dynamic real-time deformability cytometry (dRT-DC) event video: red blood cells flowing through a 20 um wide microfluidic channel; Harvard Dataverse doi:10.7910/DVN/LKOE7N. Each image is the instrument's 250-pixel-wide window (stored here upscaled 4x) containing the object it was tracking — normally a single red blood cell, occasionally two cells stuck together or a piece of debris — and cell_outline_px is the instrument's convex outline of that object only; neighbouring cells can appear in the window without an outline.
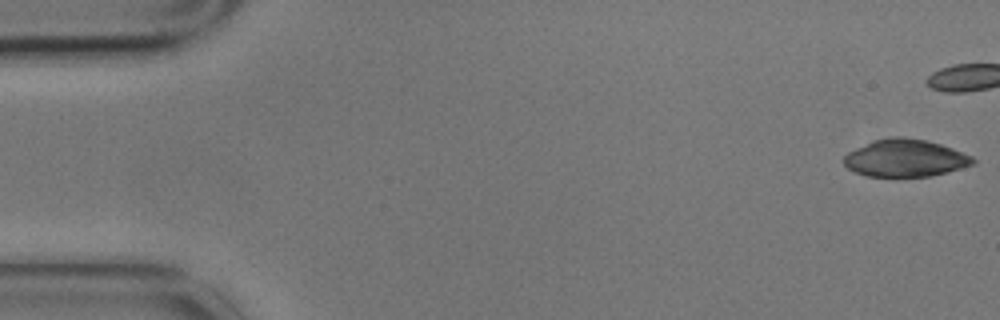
{"species": "common noctule bat (a hibernating species)", "species_latin": "Nyctalus noctula", "temperature_condition": "cold", "stored_images_in_passage": 6, "camera_frame_rate_fps": 3000, "um_per_image_px": 0.085, "animal": {"sex": "male", "body_mass_g": 17.9}, "frame": {"image": 1, "passage_image": 1, "time_ms": 0.0, "image_size_px": [1000, 320], "cell_outline_px": [[976, 164], [948, 172], [932, 176], [868, 176], [856, 172], [848, 168], [844, 164], [844, 156], [848, 152], [872, 140], [892, 136], [900, 136], [928, 140], [952, 148], [972, 156], [976, 160]], "centroid_in_image_um": [76.97, 13.43], "position_along_channel_um": 8.0, "area_um2": 28.21}}
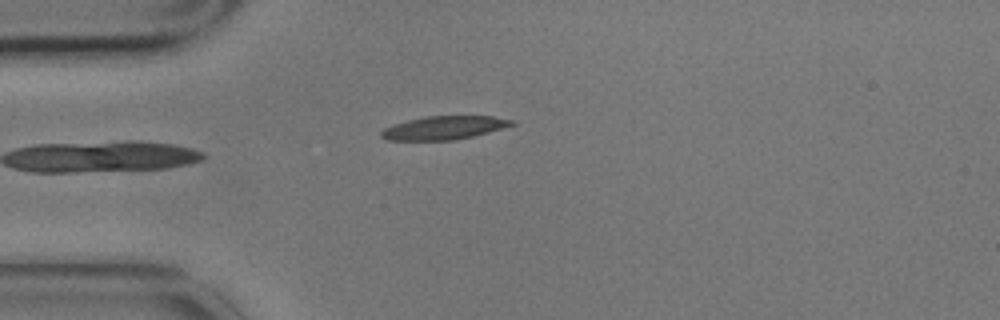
{"frame": {"image": 2, "passage_image": 6, "time_ms": 1.667, "image_size_px": [1000, 320], "cell_outline_px": [[516, 124], [488, 132], [472, 136], [452, 140], [388, 140], [380, 136], [380, 132], [384, 128], [408, 120], [424, 116], [492, 116], [516, 120]], "centroid_in_image_um": [37.76, 10.85], "position_along_channel_um": 47.2, "area_um2": 17.69}}